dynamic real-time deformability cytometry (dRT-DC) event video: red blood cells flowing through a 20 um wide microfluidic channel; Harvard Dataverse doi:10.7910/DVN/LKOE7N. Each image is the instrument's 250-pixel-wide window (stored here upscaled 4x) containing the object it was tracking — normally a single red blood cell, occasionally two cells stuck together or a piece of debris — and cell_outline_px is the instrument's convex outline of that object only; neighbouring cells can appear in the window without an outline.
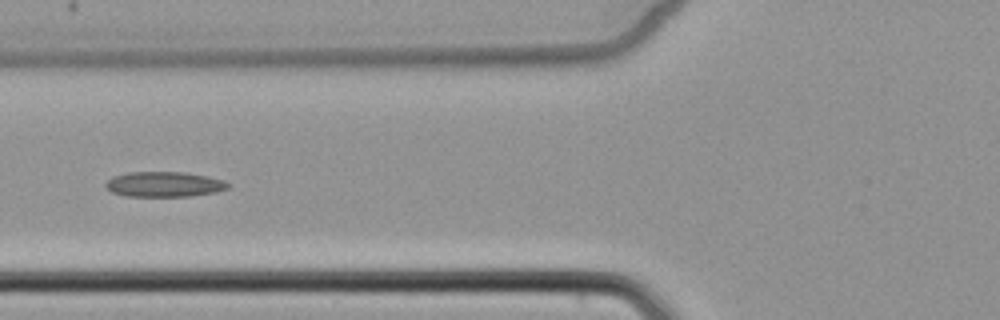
{"species": "common noctule bat (a hibernating species)", "species_latin": "Nyctalus noctula", "temperature_condition": "cold", "stored_images_in_passage": 6, "camera_frame_rate_fps": 3000, "um_per_image_px": 0.085, "animal": {"sex": "female", "body_mass_g": 22.7, "forearm_length_mm": 54.2}, "frame": {"image": 1, "passage_image": 6, "time_ms": 6.0, "image_size_px": [1000, 320], "cell_outline_px": [[228, 188], [216, 192], [188, 196], [124, 196], [112, 192], [104, 184], [112, 176], [128, 172], [184, 172], [208, 176], [224, 180], [228, 184]], "centroid_in_image_um": [13.94, 15.66], "position_along_channel_um": 111.9, "area_um2": 17.92}}